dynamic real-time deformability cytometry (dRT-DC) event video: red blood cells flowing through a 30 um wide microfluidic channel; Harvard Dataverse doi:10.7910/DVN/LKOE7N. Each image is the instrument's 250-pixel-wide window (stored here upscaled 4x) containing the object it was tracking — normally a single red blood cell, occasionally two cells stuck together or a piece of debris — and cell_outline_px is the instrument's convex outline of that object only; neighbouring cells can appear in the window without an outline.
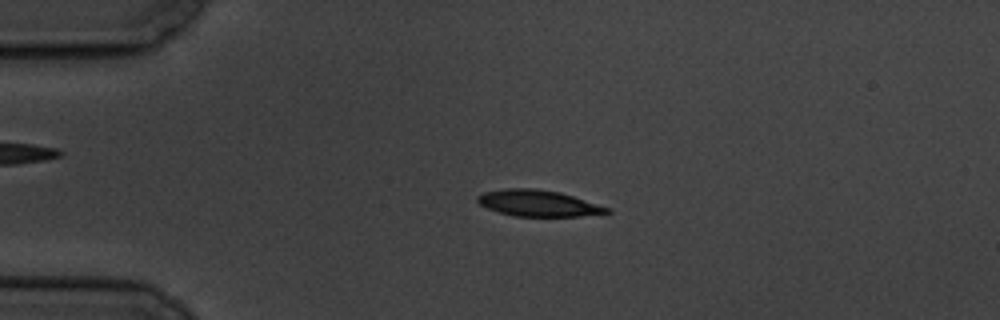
{"species": "common noctule bat (a hibernating species)", "species_latin": "Nyctalus noctula", "temperature_condition": "cold", "stored_images_in_passage": 4, "camera_frame_rate_fps": 3000, "um_per_image_px": 0.085, "animal": {"sex": "male", "body_mass_g": 19.5, "forearm_length_mm": 54.6}, "frame": {"image": 1, "passage_image": 3, "time_ms": 2.333, "image_size_px": [1000, 320], "cell_outline_px": [[612, 212], [580, 216], [516, 216], [500, 212], [488, 208], [480, 204], [476, 200], [476, 196], [484, 192], [504, 188], [536, 188], [560, 192], [612, 208]], "centroid_in_image_um": [45.77, 17.26], "position_along_channel_um": 39.2, "area_um2": 19.83}}